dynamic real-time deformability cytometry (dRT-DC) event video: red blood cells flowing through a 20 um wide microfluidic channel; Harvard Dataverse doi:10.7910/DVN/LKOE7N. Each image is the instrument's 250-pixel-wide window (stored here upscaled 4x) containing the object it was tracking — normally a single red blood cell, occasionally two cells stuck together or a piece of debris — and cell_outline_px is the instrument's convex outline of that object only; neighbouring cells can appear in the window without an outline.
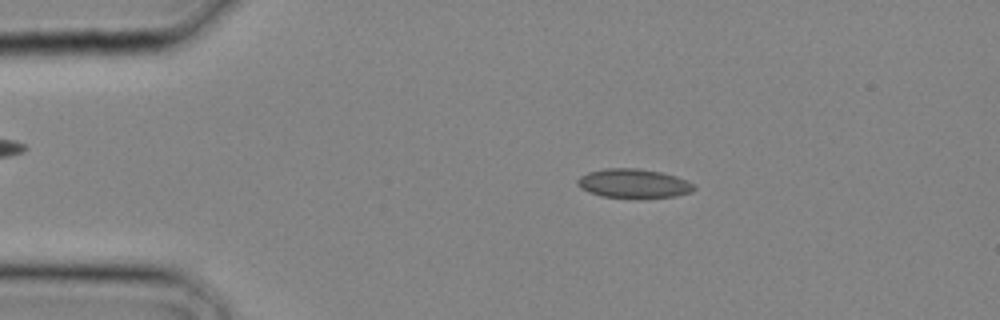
{"species": "common noctule bat (a hibernating species)", "species_latin": "Nyctalus noctula", "temperature_condition": "cold", "stored_images_in_passage": 3, "camera_frame_rate_fps": 3000, "um_per_image_px": 0.085, "animal": {"sex": "male", "body_mass_g": 20.4}, "frame": {"image": 1, "passage_image": 2, "time_ms": 0.333, "image_size_px": [1000, 320], "cell_outline_px": [[696, 188], [692, 192], [676, 196], [640, 200], [600, 196], [588, 192], [580, 188], [576, 184], [576, 180], [580, 176], [588, 172], [604, 168], [640, 168], [660, 172], [676, 176], [688, 180], [696, 184]], "centroid_in_image_um": [53.87, 15.62], "position_along_channel_um": 31.1, "area_um2": 20.63}}